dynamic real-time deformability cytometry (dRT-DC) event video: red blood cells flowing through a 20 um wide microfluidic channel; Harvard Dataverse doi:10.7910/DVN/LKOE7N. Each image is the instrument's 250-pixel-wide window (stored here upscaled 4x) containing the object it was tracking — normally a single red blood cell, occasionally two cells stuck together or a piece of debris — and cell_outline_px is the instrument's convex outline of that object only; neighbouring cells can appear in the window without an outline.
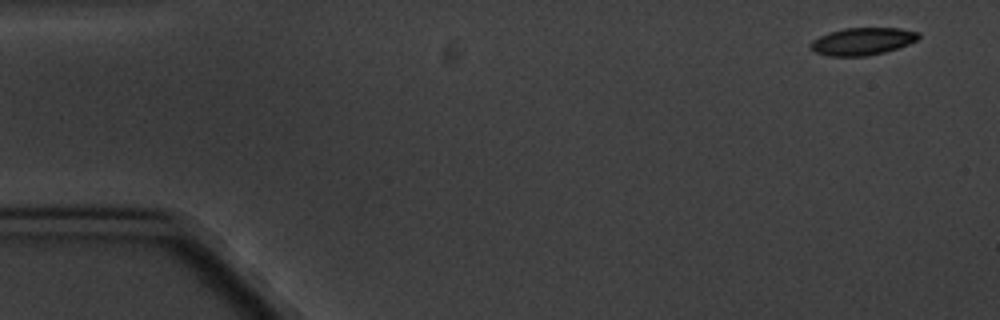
{"species": "common noctule bat (a hibernating species)", "species_latin": "Nyctalus noctula", "temperature_condition": "cold", "stored_images_in_passage": 5, "segment_of_instrument_passage": [2, 2], "camera_frame_rate_fps": 3000, "um_per_image_px": 0.085, "animal": {"sex": "male", "body_mass_g": 20.1, "forearm_length_mm": 53.5}, "frame": {"image": 1, "passage_image": 5, "time_ms": 5.667, "image_size_px": [1000, 320], "cell_outline_px": [[920, 36], [916, 40], [908, 44], [884, 52], [864, 56], [828, 56], [816, 52], [812, 48], [812, 40], [820, 36], [844, 28], [900, 28], [920, 32]], "centroid_in_image_um": [73.34, 3.51], "position_along_channel_um": 11.7, "area_um2": 16.94}}